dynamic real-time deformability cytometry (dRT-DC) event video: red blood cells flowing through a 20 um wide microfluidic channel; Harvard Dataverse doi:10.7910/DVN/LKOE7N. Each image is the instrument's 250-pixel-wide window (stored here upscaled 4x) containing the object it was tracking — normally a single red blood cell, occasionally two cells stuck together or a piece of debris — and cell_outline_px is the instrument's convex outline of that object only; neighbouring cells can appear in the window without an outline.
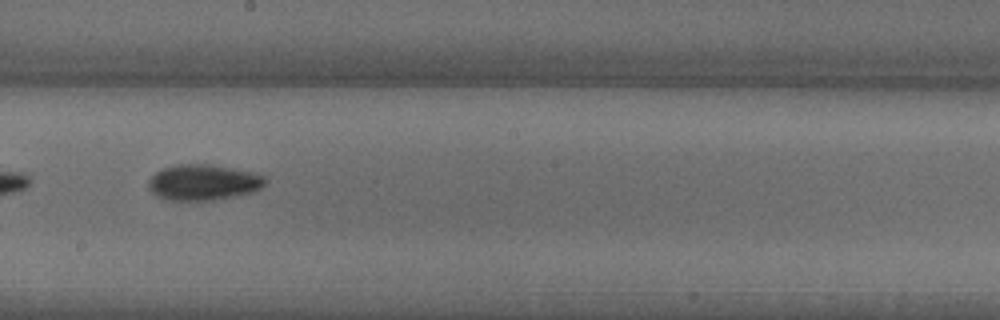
{"species": "common noctule bat (a hibernating species)", "species_latin": "Nyctalus noctula", "temperature_condition": "warm", "stored_images_in_passage": 25, "camera_frame_rate_fps": 3000, "um_per_image_px": 0.085, "animal": {"sex": "male", "body_mass_g": 18.8}, "frame": {"image": 1, "passage_image": 15, "time_ms": 4.667, "image_size_px": [1000, 320], "cell_outline_px": [[268, 180], [260, 188], [252, 192], [236, 196], [212, 200], [168, 200], [156, 196], [148, 188], [148, 180], [156, 172], [164, 168], [176, 164], [212, 164], [256, 172], [264, 176]], "centroid_in_image_um": [17.3, 15.49], "position_along_channel_um": 230.9, "area_um2": 24.57}}